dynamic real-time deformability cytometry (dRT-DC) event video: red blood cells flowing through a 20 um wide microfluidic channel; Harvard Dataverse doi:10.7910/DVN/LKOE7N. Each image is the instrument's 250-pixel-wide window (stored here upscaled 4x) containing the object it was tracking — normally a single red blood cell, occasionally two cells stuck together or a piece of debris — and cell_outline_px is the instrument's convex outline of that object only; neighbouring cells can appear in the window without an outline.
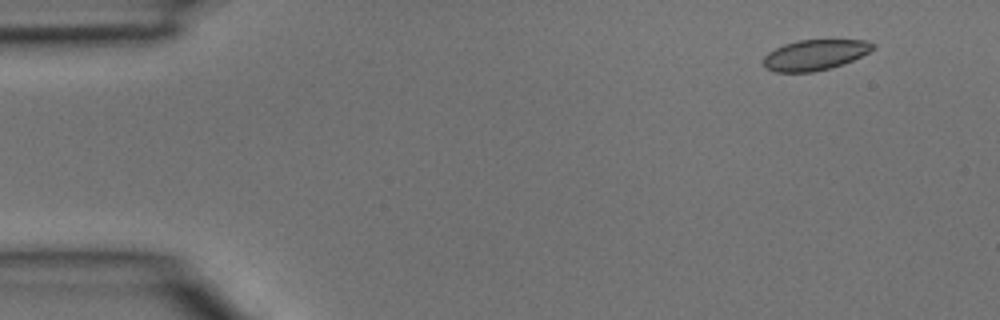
{"species": "common noctule bat (a hibernating species)", "species_latin": "Nyctalus noctula", "temperature_condition": "room temperature", "stored_images_in_passage": 4, "camera_frame_rate_fps": 3000, "um_per_image_px": 0.085, "animal": {"sex": "male", "body_mass_g": 15.6}, "frame": {"image": 1, "passage_image": 1, "time_ms": 0.0, "image_size_px": [1000, 320], "cell_outline_px": [[876, 44], [868, 52], [844, 64], [812, 72], [776, 72], [764, 68], [764, 56], [768, 52], [784, 44], [796, 40], [864, 40]], "centroid_in_image_um": [69.23, 4.66], "position_along_channel_um": 15.8, "area_um2": 19.31}}
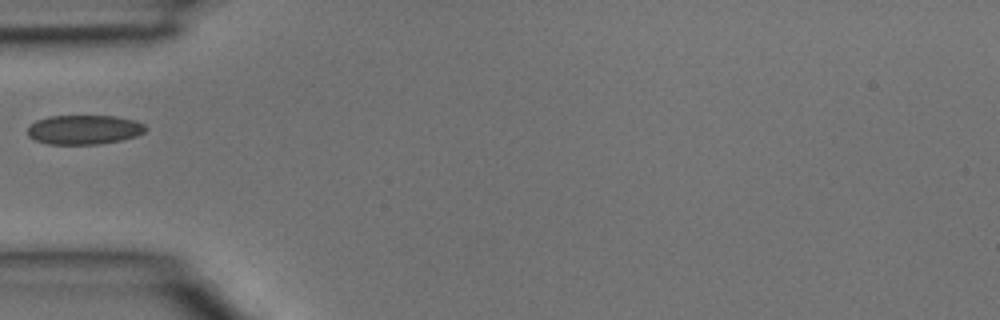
{"frame": {"image": 2, "passage_image": 4, "time_ms": 1.0, "image_size_px": [1000, 320], "cell_outline_px": [[148, 128], [144, 132], [136, 136], [120, 140], [100, 144], [48, 144], [36, 140], [28, 136], [28, 128], [36, 120], [48, 116], [116, 116], [136, 120], [144, 124]], "centroid_in_image_um": [7.17, 11.01], "position_along_channel_um": 77.8, "area_um2": 20.23}}